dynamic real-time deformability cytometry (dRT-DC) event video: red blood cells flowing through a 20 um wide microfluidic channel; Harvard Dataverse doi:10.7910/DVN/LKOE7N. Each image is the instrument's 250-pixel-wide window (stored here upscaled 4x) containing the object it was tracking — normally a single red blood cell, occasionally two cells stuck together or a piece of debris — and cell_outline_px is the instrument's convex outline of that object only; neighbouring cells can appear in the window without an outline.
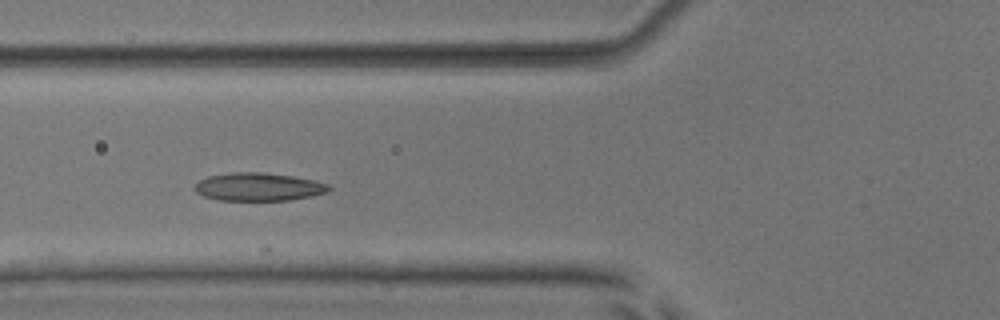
{"species": "common noctule bat (a hibernating species)", "species_latin": "Nyctalus noctula", "temperature_condition": "room temperature", "stored_images_in_passage": 5, "camera_frame_rate_fps": 3000, "um_per_image_px": 0.085, "animal": {"sex": "male", "body_mass_g": 17.9, "forearm_length_mm": 54.2}, "frame": {"image": 1, "passage_image": 5, "time_ms": 4.667, "image_size_px": [1000, 320], "cell_outline_px": [[332, 188], [328, 192], [312, 196], [288, 200], [216, 200], [204, 196], [196, 192], [192, 188], [200, 180], [208, 176], [232, 172], [260, 172], [292, 176], [316, 180], [328, 184]], "centroid_in_image_um": [21.98, 15.88], "position_along_channel_um": 103.8, "area_um2": 22.02}}